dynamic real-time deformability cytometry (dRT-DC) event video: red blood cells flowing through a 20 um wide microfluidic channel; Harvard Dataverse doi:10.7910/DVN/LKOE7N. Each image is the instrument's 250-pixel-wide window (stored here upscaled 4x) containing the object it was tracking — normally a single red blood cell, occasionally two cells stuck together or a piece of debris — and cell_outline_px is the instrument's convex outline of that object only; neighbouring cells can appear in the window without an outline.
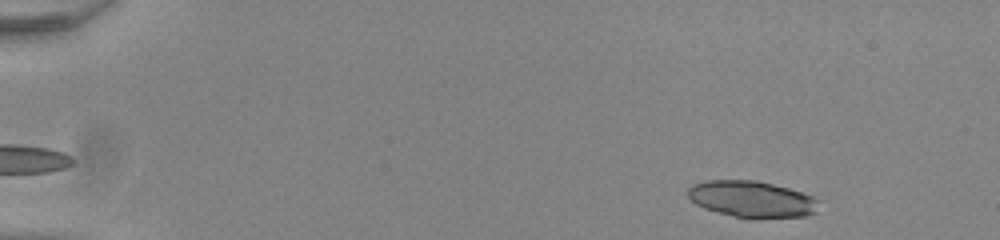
{"species": "common noctule bat (a hibernating species)", "species_latin": "Nyctalus noctula", "temperature_condition": "room temperature", "stored_images_in_passage": 50, "camera_frame_rate_fps": 3000, "um_per_image_px": 0.085, "animal": {"sex": "male", "body_mass_g": 20.0, "forearm_length_mm": 53.3}, "frame": {"image": 1, "passage_image": 3, "time_ms": 0.667, "image_size_px": [1000, 240], "cell_outline_px": [[816, 212], [808, 216], [756, 220], [752, 220], [732, 216], [704, 208], [696, 204], [688, 196], [688, 188], [692, 184], [708, 180], [756, 180], [788, 188], [812, 196], [816, 200]], "centroid_in_image_um": [63.89, 16.95], "position_along_channel_um": 21.1, "area_um2": 28.09}}
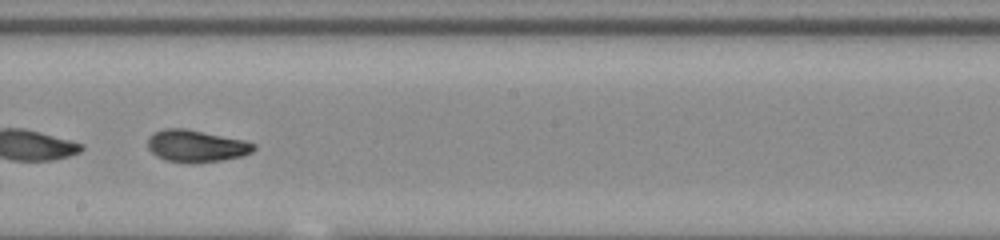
{"frame": {"image": 2, "passage_image": 29, "time_ms": 9.333, "image_size_px": [1000, 240], "cell_outline_px": [[256, 148], [252, 152], [244, 156], [220, 160], [192, 164], [164, 160], [156, 156], [148, 148], [148, 136], [152, 132], [164, 128], [184, 128], [244, 140], [256, 144]], "centroid_in_image_um": [16.66, 12.41], "position_along_channel_um": 231.5, "area_um2": 20.06}, "authors_computed_cell_mechanics": {"area_um2": 20.0566, "velocity_mm_per_s": 3.9009, "shape_relaxation_time_tau1_ms": 4.0269, "shape_relaxation_time_tau2_ms": 1.5204, "deformation_change_tau1": 0.1798, "deformation_change_tau2": 0.0761}}